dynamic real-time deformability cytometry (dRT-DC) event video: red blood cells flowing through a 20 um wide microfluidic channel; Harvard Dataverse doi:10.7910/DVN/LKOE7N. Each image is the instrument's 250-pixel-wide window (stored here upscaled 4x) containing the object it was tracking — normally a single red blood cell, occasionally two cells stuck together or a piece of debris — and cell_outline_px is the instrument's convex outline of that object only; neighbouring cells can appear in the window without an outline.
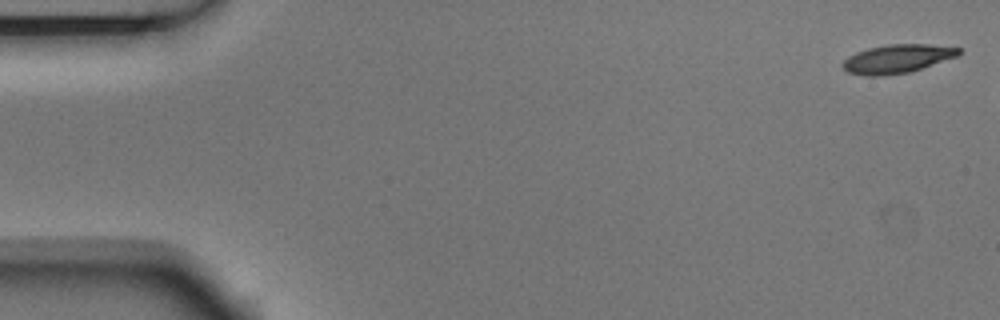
{"species": "Egyptian fruit bat (a non-hibernating species)", "species_latin": "Rousettus aegyptiacus", "temperature_condition": "room temperature", "stored_images_in_passage": 3, "camera_frame_rate_fps": 3000, "um_per_image_px": 0.085, "animal": {"sex": "male"}, "frame": {"image": 1, "passage_image": 1, "time_ms": 0.0, "image_size_px": [1000, 320], "cell_outline_px": [[960, 52], [956, 56], [908, 72], [884, 76], [864, 76], [848, 72], [840, 64], [848, 56], [856, 52], [868, 48], [888, 44], [928, 44], [960, 48]], "centroid_in_image_um": [76.19, 4.99], "position_along_channel_um": 8.8, "area_um2": 19.13}}